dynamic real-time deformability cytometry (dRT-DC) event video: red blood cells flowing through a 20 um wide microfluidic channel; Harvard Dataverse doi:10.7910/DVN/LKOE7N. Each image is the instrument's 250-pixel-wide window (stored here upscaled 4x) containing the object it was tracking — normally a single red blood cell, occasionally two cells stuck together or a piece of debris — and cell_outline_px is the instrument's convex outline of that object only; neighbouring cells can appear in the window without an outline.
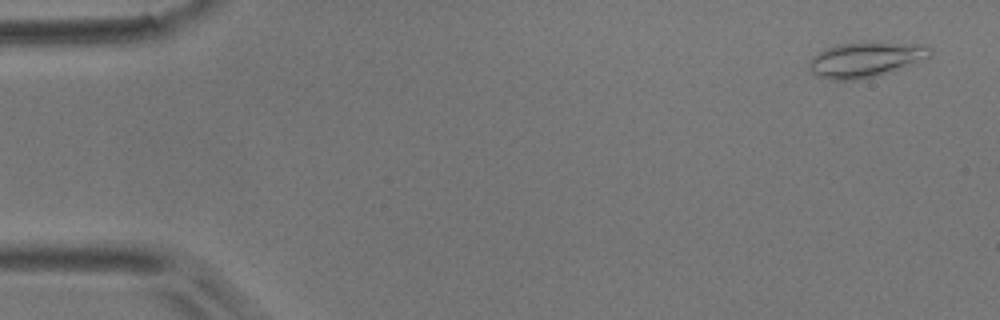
{"species": "common noctule bat (a hibernating species)", "species_latin": "Nyctalus noctula", "temperature_condition": "room temperature", "stored_images_in_passage": 17, "camera_frame_rate_fps": 3000, "um_per_image_px": 0.085, "animal": {"sex": "male", "body_mass_g": 17.9}, "frame": {"image": 1, "passage_image": 3, "time_ms": 0.667, "image_size_px": [1000, 320], "cell_outline_px": [[932, 56], [904, 68], [892, 72], [856, 80], [832, 80], [816, 76], [812, 72], [808, 64], [808, 60], [812, 56], [836, 44], [924, 44], [932, 48]], "centroid_in_image_um": [73.59, 5.1], "position_along_channel_um": 11.4, "area_um2": 24.39}}